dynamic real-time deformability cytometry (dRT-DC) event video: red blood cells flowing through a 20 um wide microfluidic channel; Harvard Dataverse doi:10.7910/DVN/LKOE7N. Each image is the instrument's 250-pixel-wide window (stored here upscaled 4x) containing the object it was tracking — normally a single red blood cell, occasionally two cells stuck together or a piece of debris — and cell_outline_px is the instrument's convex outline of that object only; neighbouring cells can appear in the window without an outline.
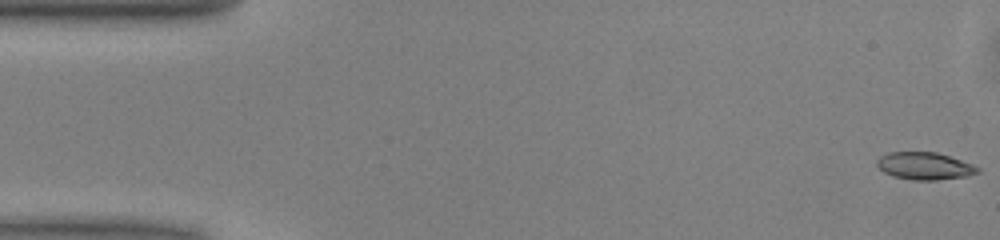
{"species": "common noctule bat (a hibernating species)", "species_latin": "Nyctalus noctula", "temperature_condition": "warm", "stored_images_in_passage": 50, "camera_frame_rate_fps": 3000, "um_per_image_px": 0.085, "animal": {"sex": "male", "body_mass_g": 13.0, "forearm_length_mm": 53.1}, "frame": {"image": 1, "passage_image": 1, "time_ms": 0.0, "image_size_px": [1000, 240], "cell_outline_px": [[980, 172], [968, 176], [936, 180], [916, 180], [892, 176], [884, 172], [876, 164], [876, 160], [880, 156], [888, 152], [936, 152], [972, 164], [980, 168]], "centroid_in_image_um": [78.59, 14.11], "position_along_channel_um": 6.4, "area_um2": 16.01}}
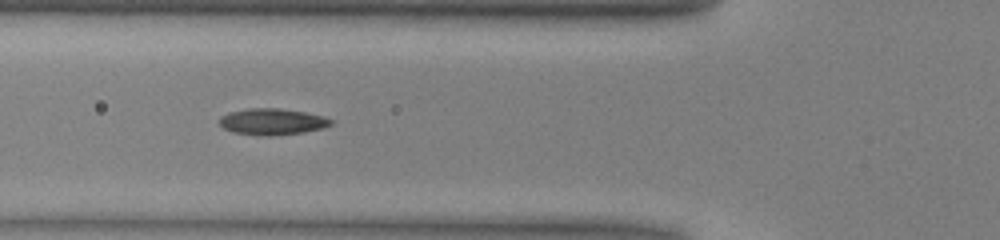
{"frame": {"image": 2, "passage_image": 18, "time_ms": 5.667, "image_size_px": [1000, 240], "cell_outline_px": [[336, 120], [332, 124], [324, 128], [304, 132], [272, 136], [268, 136], [232, 132], [224, 128], [220, 124], [220, 116], [228, 112], [248, 108], [280, 108], [304, 112], [324, 116]], "centroid_in_image_um": [23.18, 10.33], "position_along_channel_um": 102.6, "area_um2": 17.28}}
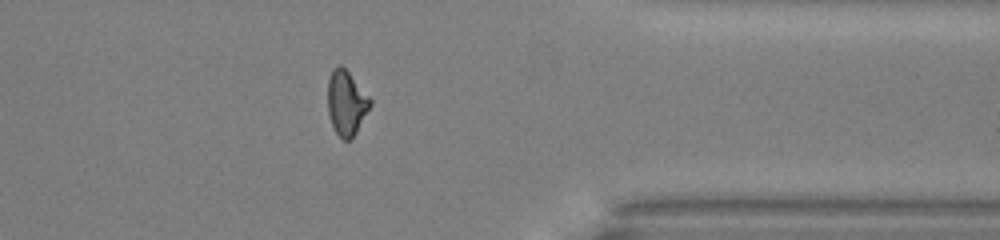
{"frame": {"image": 3, "passage_image": 40, "time_ms": 13.0, "image_size_px": [1000, 240], "cell_outline_px": [[372, 104], [352, 140], [344, 140], [332, 128], [328, 112], [328, 80], [332, 68], [336, 64], [340, 64], [348, 72], [372, 100]], "centroid_in_image_um": [29.43, 8.75], "position_along_channel_um": 382.0, "area_um2": 16.07}, "authors_computed_cell_mechanics": {"area_um2": 16.2129, "velocity_mm_per_s": 4.0352, "shape_relaxation_time_tau1_ms": 4.8896, "shape_relaxation_time_tau2_ms": 3.1724, "deformation_change_tau1": 0.1486, "deformation_change_tau2": 0.0736}}